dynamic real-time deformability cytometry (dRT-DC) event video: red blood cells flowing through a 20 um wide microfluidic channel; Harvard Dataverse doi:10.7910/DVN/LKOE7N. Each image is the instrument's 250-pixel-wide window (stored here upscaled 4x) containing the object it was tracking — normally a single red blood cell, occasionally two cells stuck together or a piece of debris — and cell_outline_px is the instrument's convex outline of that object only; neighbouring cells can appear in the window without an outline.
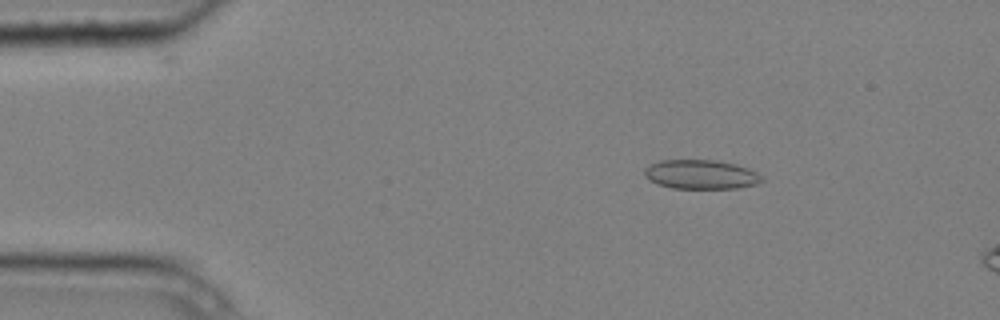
{"species": "common noctule bat (a hibernating species)", "species_latin": "Nyctalus noctula", "temperature_condition": "cold", "stored_images_in_passage": 5, "camera_frame_rate_fps": 3000, "um_per_image_px": 0.085, "animal": {"sex": "male", "body_mass_g": 20.4}, "frame": {"image": 1, "passage_image": 3, "time_ms": 0.667, "image_size_px": [1000, 320], "cell_outline_px": [[764, 180], [756, 184], [736, 188], [672, 188], [660, 184], [644, 176], [644, 168], [660, 160], [716, 160], [736, 164], [748, 168], [764, 176]], "centroid_in_image_um": [59.62, 14.82], "position_along_channel_um": 25.4, "area_um2": 19.88}}